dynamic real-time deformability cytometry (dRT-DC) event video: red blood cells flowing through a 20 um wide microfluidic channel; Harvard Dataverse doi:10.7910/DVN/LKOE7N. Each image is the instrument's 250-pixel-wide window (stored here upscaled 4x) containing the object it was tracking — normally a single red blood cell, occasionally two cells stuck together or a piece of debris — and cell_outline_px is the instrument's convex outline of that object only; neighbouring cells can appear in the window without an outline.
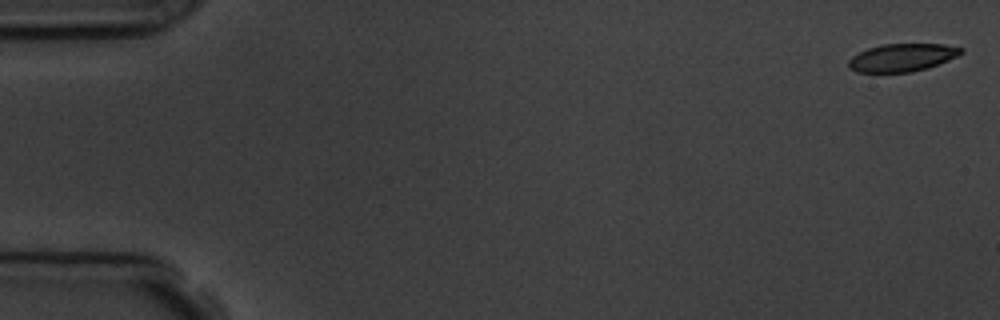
{"species": "common noctule bat (a hibernating species)", "species_latin": "Nyctalus noctula", "temperature_condition": "room temperature", "stored_images_in_passage": 6, "camera_frame_rate_fps": 3000, "um_per_image_px": 0.085, "animal": {"sex": "male", "body_mass_g": 19.5, "forearm_length_mm": 54.6}, "frame": {"image": 1, "passage_image": 1, "time_ms": 0.0, "image_size_px": [1000, 320], "cell_outline_px": [[964, 52], [948, 60], [928, 68], [912, 72], [856, 72], [848, 68], [848, 60], [852, 56], [868, 48], [884, 44], [944, 44], [964, 48]], "centroid_in_image_um": [76.68, 4.89], "position_along_channel_um": 8.3, "area_um2": 18.26}}
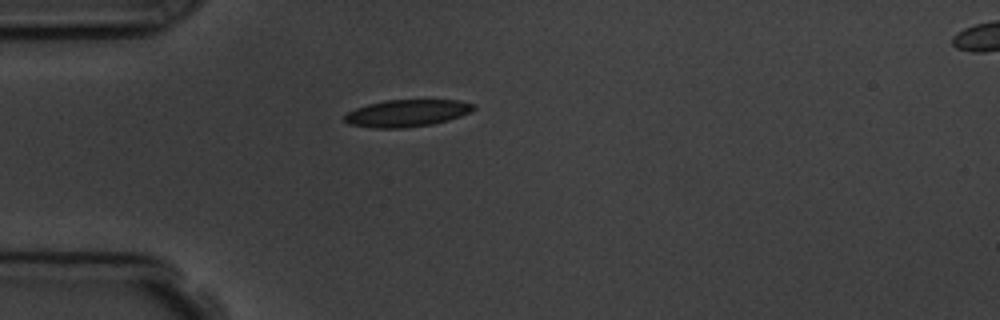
{"frame": {"image": 2, "passage_image": 5, "time_ms": 4.667, "image_size_px": [1000, 320], "cell_outline_px": [[476, 108], [460, 116], [448, 120], [432, 124], [404, 128], [372, 128], [348, 124], [344, 120], [344, 116], [348, 112], [356, 108], [368, 104], [384, 100], [460, 100], [476, 104]], "centroid_in_image_um": [34.58, 9.62], "position_along_channel_um": 50.4, "area_um2": 20.4}}